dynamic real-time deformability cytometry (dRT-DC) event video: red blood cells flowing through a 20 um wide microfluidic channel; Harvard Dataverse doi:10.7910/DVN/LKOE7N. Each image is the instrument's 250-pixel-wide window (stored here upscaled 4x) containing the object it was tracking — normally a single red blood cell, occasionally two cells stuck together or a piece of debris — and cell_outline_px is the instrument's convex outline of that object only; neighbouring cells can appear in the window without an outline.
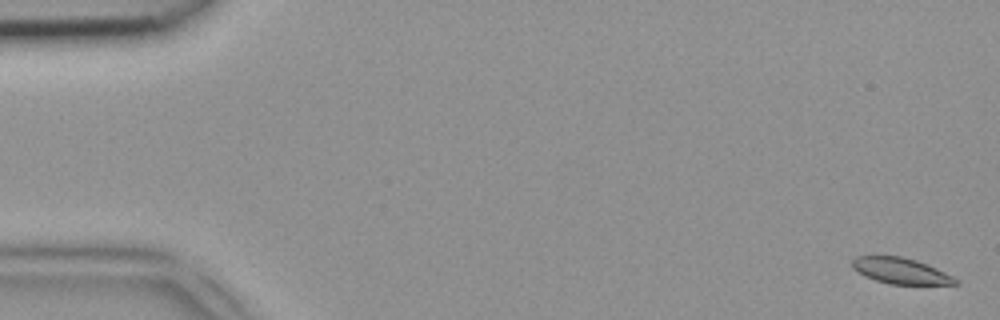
{"species": "common noctule bat (a hibernating species)", "species_latin": "Nyctalus noctula", "temperature_condition": "room temperature", "stored_images_in_passage": 49, "segment_of_instrument_passage": [1, 2], "camera_frame_rate_fps": 3000, "um_per_image_px": 0.085, "animal": {"sex": "female", "body_mass_g": 18.4}, "frame": {"image": 1, "passage_image": 1, "time_ms": 0.0, "image_size_px": [1000, 320], "cell_outline_px": [[960, 284], [888, 284], [864, 276], [852, 268], [852, 260], [856, 256], [900, 256], [916, 260], [936, 268], [960, 280]], "centroid_in_image_um": [76.55, 23.02], "position_along_channel_um": 8.4, "area_um2": 15.55}}
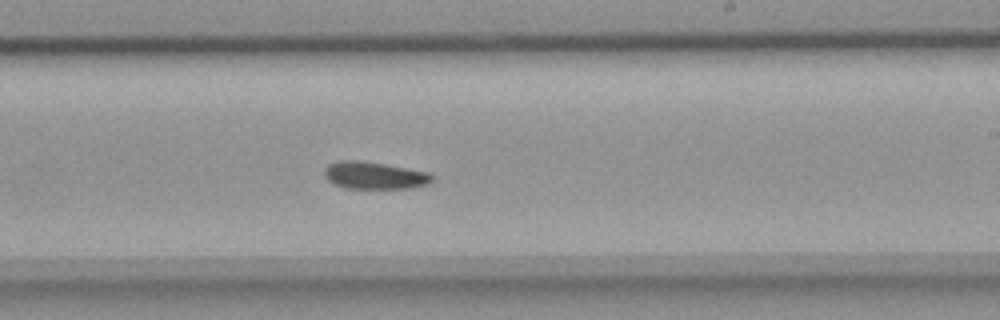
{"frame": {"image": 2, "passage_image": 29, "time_ms": 9.333, "image_size_px": [1000, 320], "cell_outline_px": [[436, 176], [428, 184], [412, 188], [344, 188], [332, 184], [324, 176], [324, 168], [328, 164], [340, 160], [356, 160], [384, 164], [428, 172]], "centroid_in_image_um": [31.81, 14.92], "position_along_channel_um": 257.2, "area_um2": 17.22}}
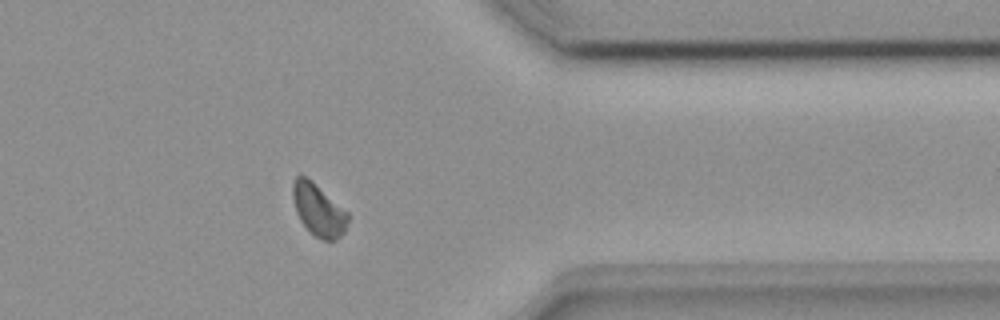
{"frame": {"image": 3, "passage_image": 39, "time_ms": 12.667, "image_size_px": [1000, 320], "cell_outline_px": [[348, 220], [344, 232], [336, 240], [324, 240], [316, 236], [300, 220], [296, 212], [292, 196], [292, 184], [296, 176], [304, 176], [312, 180], [348, 212]], "centroid_in_image_um": [27.06, 17.82], "position_along_channel_um": 384.3, "area_um2": 16.59}}